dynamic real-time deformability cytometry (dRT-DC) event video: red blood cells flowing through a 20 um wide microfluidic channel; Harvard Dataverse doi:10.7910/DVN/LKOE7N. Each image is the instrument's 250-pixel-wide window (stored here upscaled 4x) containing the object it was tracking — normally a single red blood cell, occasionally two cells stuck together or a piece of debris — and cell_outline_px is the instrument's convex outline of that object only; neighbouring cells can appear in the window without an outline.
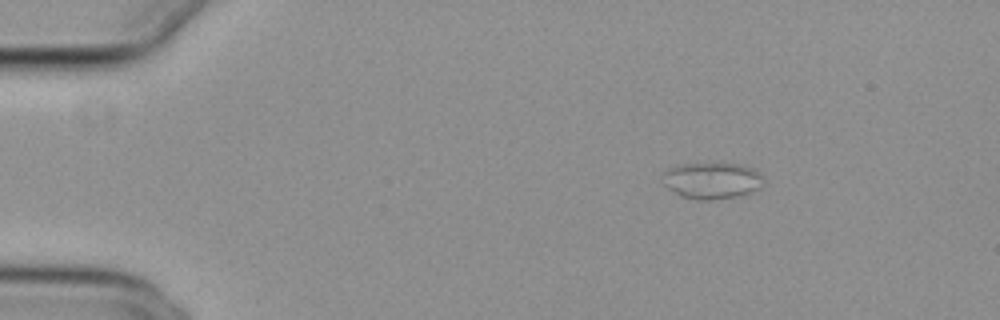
{"species": "common noctule bat (a hibernating species)", "species_latin": "Nyctalus noctula", "temperature_condition": "cold", "stored_images_in_passage": 47, "camera_frame_rate_fps": 3000, "um_per_image_px": 0.085, "animal": {"sex": "female", "body_mass_g": 29.2, "forearm_length_mm": 56.3}, "frame": {"image": 1, "passage_image": 1, "time_ms": 0.0, "image_size_px": [1000, 320], "cell_outline_px": [[764, 180], [752, 192], [736, 196], [708, 200], [696, 200], [680, 196], [668, 188], [664, 184], [664, 172], [668, 168], [680, 164], [744, 164], [756, 168], [764, 176]], "centroid_in_image_um": [60.54, 15.34], "position_along_channel_um": 24.5, "area_um2": 21.39}}
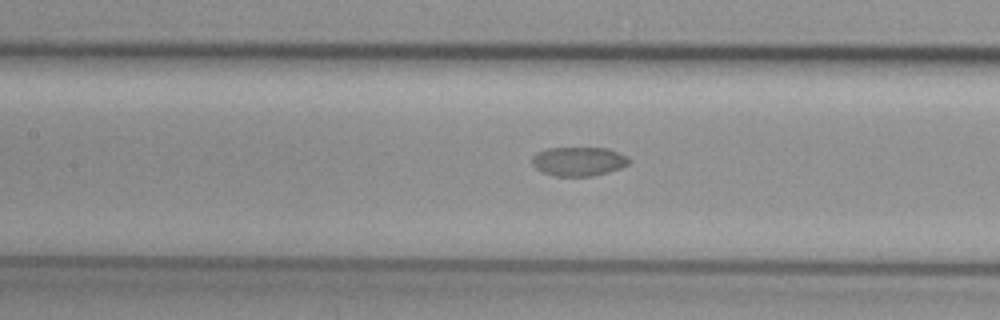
{"frame": {"image": 2, "passage_image": 18, "time_ms": 5.667, "image_size_px": [1000, 320], "cell_outline_px": [[632, 160], [628, 164], [620, 168], [608, 172], [592, 176], [556, 176], [544, 172], [536, 168], [532, 164], [532, 156], [536, 152], [548, 148], [608, 148], [628, 156]], "centroid_in_image_um": [49.2, 13.71], "position_along_channel_um": 158.2, "area_um2": 16.47}}
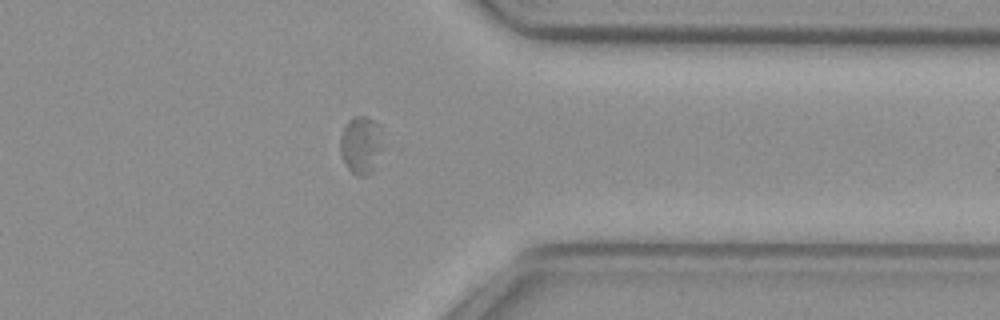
{"frame": {"image": 3, "passage_image": 36, "time_ms": 11.667, "image_size_px": [1000, 320], "cell_outline_px": [[380, 124], [372, 172], [368, 176], [356, 176], [348, 168], [340, 156], [340, 136], [344, 124], [352, 116], [364, 116]], "centroid_in_image_um": [30.54, 12.29], "position_along_channel_um": 380.9, "area_um2": 13.53}}